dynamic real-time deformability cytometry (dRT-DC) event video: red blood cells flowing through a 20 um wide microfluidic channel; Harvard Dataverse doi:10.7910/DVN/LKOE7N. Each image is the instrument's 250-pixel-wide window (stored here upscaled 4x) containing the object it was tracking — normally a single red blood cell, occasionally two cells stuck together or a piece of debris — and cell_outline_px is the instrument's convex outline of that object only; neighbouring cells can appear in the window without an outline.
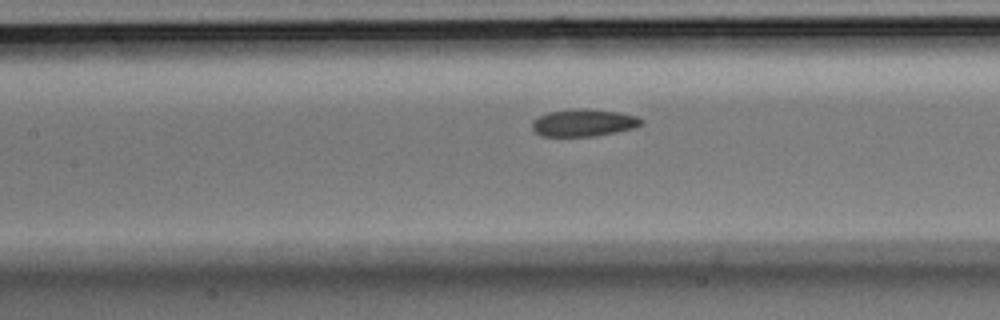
{"species": "Egyptian fruit bat (a non-hibernating species)", "species_latin": "Rousettus aegyptiacus", "temperature_condition": "room temperature", "stored_images_in_passage": 7, "camera_frame_rate_fps": 3000, "um_per_image_px": 0.085, "animal": {"sex": "male"}, "frame": {"image": 1, "passage_image": 7, "time_ms": 2.0, "image_size_px": [1000, 320], "cell_outline_px": [[644, 124], [636, 128], [596, 136], [540, 136], [532, 128], [532, 120], [548, 112], [620, 112], [636, 116], [644, 120]], "centroid_in_image_um": [49.66, 10.5], "position_along_channel_um": 157.7, "area_um2": 16.42}}